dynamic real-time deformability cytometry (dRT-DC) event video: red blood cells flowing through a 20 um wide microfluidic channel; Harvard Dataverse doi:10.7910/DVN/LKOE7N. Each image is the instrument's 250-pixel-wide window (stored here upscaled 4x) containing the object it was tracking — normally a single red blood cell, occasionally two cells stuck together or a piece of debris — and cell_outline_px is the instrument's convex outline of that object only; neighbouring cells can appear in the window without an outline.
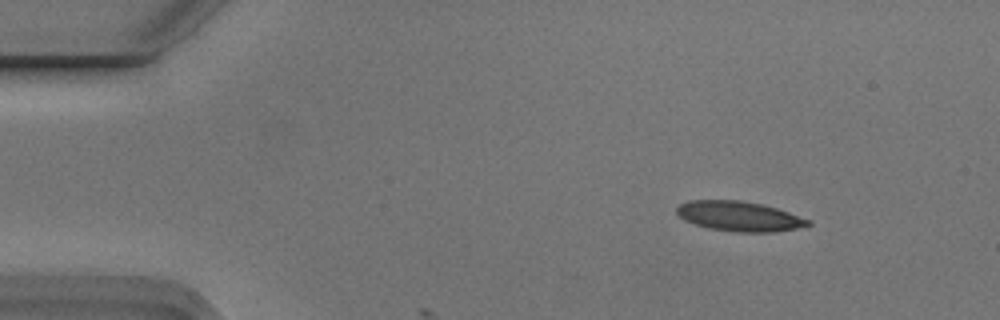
{"species": "Egyptian fruit bat (a non-hibernating species)", "species_latin": "Rousettus aegyptiacus", "temperature_condition": "cold", "stored_images_in_passage": 4, "camera_frame_rate_fps": 3000, "um_per_image_px": 0.085, "animal": {"sex": "male"}, "frame": {"image": 1, "passage_image": 2, "time_ms": 0.333, "image_size_px": [1000, 320], "cell_outline_px": [[812, 224], [796, 228], [772, 232], [732, 232], [708, 228], [684, 220], [676, 212], [676, 208], [680, 204], [688, 200], [740, 200], [760, 204], [776, 208], [812, 220]], "centroid_in_image_um": [62.82, 18.38], "position_along_channel_um": 22.2, "area_um2": 22.83}}